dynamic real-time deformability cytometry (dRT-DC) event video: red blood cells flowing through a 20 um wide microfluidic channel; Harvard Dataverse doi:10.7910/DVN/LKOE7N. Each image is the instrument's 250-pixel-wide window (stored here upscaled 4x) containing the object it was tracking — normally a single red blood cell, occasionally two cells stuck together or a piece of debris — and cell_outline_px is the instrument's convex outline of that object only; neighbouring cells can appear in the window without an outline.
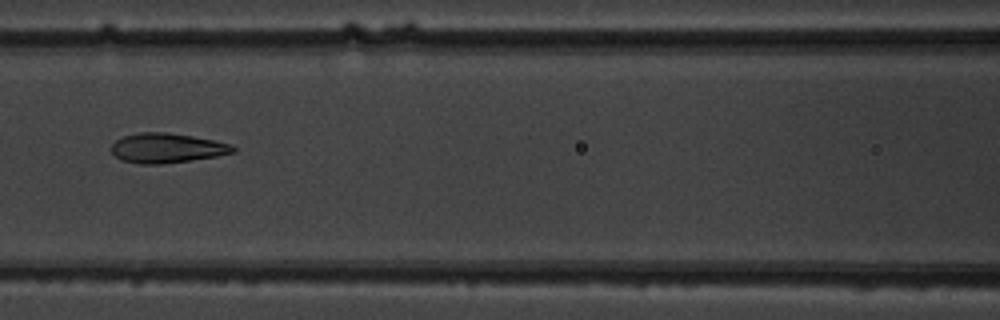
{"species": "common noctule bat (a hibernating species)", "species_latin": "Nyctalus noctula", "temperature_condition": "warm", "stored_images_in_passage": 5, "camera_frame_rate_fps": 3000, "um_per_image_px": 0.085, "animal": {"sex": "male", "body_mass_g": 19.5, "forearm_length_mm": 54.6}, "frame": {"image": 1, "passage_image": 5, "time_ms": 4.667, "image_size_px": [1000, 320], "cell_outline_px": [[236, 152], [216, 156], [192, 160], [160, 164], [140, 164], [120, 160], [112, 152], [112, 144], [116, 140], [124, 136], [140, 132], [164, 132], [192, 136], [216, 140], [232, 144], [236, 148]], "centroid_in_image_um": [14.21, 12.58], "position_along_channel_um": 152.4, "area_um2": 21.1}}